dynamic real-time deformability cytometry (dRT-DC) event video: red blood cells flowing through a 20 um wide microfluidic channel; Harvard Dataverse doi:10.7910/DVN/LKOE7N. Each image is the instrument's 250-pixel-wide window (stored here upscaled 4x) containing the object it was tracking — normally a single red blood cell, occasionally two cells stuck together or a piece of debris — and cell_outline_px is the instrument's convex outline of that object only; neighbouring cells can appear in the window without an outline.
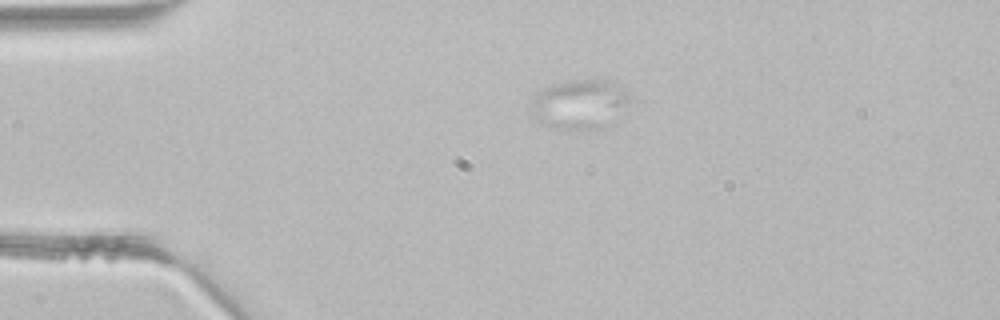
{"species": "common noctule bat (a hibernating species)", "species_latin": "Nyctalus noctula", "temperature_condition": "room temperature", "stored_images_in_passage": 3, "camera_frame_rate_fps": 3000, "um_per_image_px": 0.085, "animal": {"sex": "male", "body_mass_g": 21.5, "forearm_length_mm": 52.0}, "frame": {"image": 1, "passage_image": 2, "time_ms": 0.333, "image_size_px": [1000, 320], "cell_outline_px": [[632, 100], [628, 104], [604, 124], [596, 128], [560, 128], [536, 120], [532, 116], [532, 104], [536, 96], [544, 88], [552, 84], [576, 80], [604, 80], [616, 84], [632, 96]], "centroid_in_image_um": [49.26, 8.81], "position_along_channel_um": 35.7, "area_um2": 27.11}}